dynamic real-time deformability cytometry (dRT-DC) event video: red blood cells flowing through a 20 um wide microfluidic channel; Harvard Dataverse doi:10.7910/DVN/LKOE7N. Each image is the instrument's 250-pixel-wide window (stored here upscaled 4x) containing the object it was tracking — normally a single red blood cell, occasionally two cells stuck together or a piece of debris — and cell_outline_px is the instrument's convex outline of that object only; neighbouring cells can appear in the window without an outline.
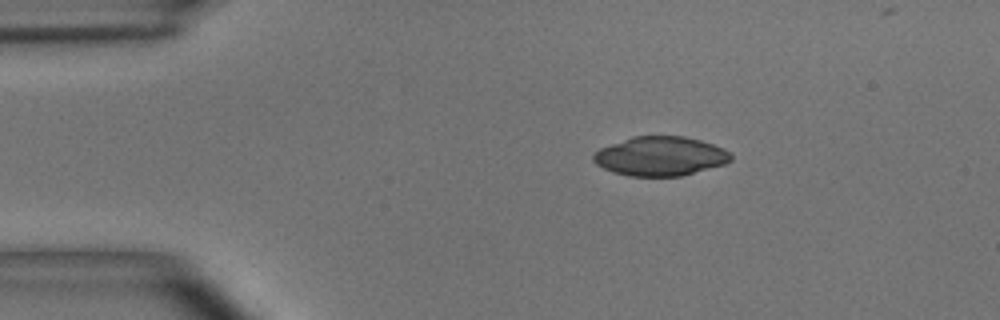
{"species": "common noctule bat (a hibernating species)", "species_latin": "Nyctalus noctula", "temperature_condition": "room temperature", "stored_images_in_passage": 44, "camera_frame_rate_fps": 3000, "um_per_image_px": 0.085, "animal": {"sex": "male", "body_mass_g": 15.6}, "frame": {"image": 1, "passage_image": 1, "time_ms": 0.0, "image_size_px": [1000, 320], "cell_outline_px": [[732, 160], [724, 164], [680, 176], [628, 176], [604, 168], [596, 164], [592, 160], [592, 152], [600, 148], [632, 136], [684, 136], [700, 140], [724, 148], [732, 156]], "centroid_in_image_um": [56.1, 13.27], "position_along_channel_um": 28.9, "area_um2": 31.33}}
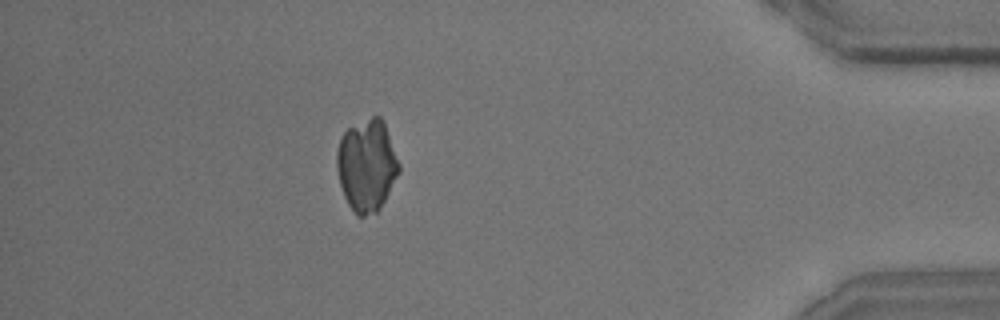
{"frame": {"image": 2, "passage_image": 40, "time_ms": 13.0, "image_size_px": [1000, 320], "cell_outline_px": [[400, 172], [380, 208], [376, 212], [364, 216], [356, 216], [348, 204], [344, 196], [340, 184], [336, 168], [336, 152], [340, 140], [344, 132], [348, 128], [372, 116], [380, 116], [384, 124], [400, 164]], "centroid_in_image_um": [31.16, 14.08], "position_along_channel_um": 404.0, "area_um2": 33.18}}